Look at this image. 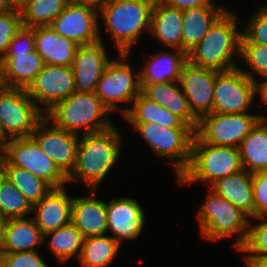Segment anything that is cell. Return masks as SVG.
<instances>
[{"mask_svg":"<svg viewBox=\"0 0 267 267\" xmlns=\"http://www.w3.org/2000/svg\"><path fill=\"white\" fill-rule=\"evenodd\" d=\"M122 137L114 125L102 132L81 135L77 147L76 166L68 181L79 180L96 190L120 157Z\"/></svg>","mask_w":267,"mask_h":267,"instance_id":"6da1fadb","label":"cell"},{"mask_svg":"<svg viewBox=\"0 0 267 267\" xmlns=\"http://www.w3.org/2000/svg\"><path fill=\"white\" fill-rule=\"evenodd\" d=\"M237 16L226 10L210 27L201 41L187 54L197 67L227 71L237 66L234 55H240L242 32L237 29Z\"/></svg>","mask_w":267,"mask_h":267,"instance_id":"7a4b0ae2","label":"cell"},{"mask_svg":"<svg viewBox=\"0 0 267 267\" xmlns=\"http://www.w3.org/2000/svg\"><path fill=\"white\" fill-rule=\"evenodd\" d=\"M110 113L96 93L75 91L49 110L45 118L55 127L81 136L111 128Z\"/></svg>","mask_w":267,"mask_h":267,"instance_id":"3957f363","label":"cell"},{"mask_svg":"<svg viewBox=\"0 0 267 267\" xmlns=\"http://www.w3.org/2000/svg\"><path fill=\"white\" fill-rule=\"evenodd\" d=\"M155 0H112L98 10L118 53H130L145 29L150 32Z\"/></svg>","mask_w":267,"mask_h":267,"instance_id":"277c9868","label":"cell"},{"mask_svg":"<svg viewBox=\"0 0 267 267\" xmlns=\"http://www.w3.org/2000/svg\"><path fill=\"white\" fill-rule=\"evenodd\" d=\"M243 170L239 149L203 142L196 134L192 140L191 159L177 179L178 185L206 182L210 187L217 180Z\"/></svg>","mask_w":267,"mask_h":267,"instance_id":"5b68a950","label":"cell"},{"mask_svg":"<svg viewBox=\"0 0 267 267\" xmlns=\"http://www.w3.org/2000/svg\"><path fill=\"white\" fill-rule=\"evenodd\" d=\"M208 190L206 201L197 212L200 234L210 241L237 234L233 246L238 251L246 242L250 218L212 189Z\"/></svg>","mask_w":267,"mask_h":267,"instance_id":"8992f818","label":"cell"},{"mask_svg":"<svg viewBox=\"0 0 267 267\" xmlns=\"http://www.w3.org/2000/svg\"><path fill=\"white\" fill-rule=\"evenodd\" d=\"M44 118L26 89L0 88V124L8 140L30 137Z\"/></svg>","mask_w":267,"mask_h":267,"instance_id":"52a82bcc","label":"cell"},{"mask_svg":"<svg viewBox=\"0 0 267 267\" xmlns=\"http://www.w3.org/2000/svg\"><path fill=\"white\" fill-rule=\"evenodd\" d=\"M150 145L153 152L168 158L177 179L187 169L191 159V146L195 131L192 128H167L155 123L131 124Z\"/></svg>","mask_w":267,"mask_h":267,"instance_id":"ba28073f","label":"cell"},{"mask_svg":"<svg viewBox=\"0 0 267 267\" xmlns=\"http://www.w3.org/2000/svg\"><path fill=\"white\" fill-rule=\"evenodd\" d=\"M117 60H111L100 77L96 89V96L111 112L119 110L125 114V108L120 102L131 103L142 92L140 84V71L136 74L129 63L130 53H118ZM119 60V61H118Z\"/></svg>","mask_w":267,"mask_h":267,"instance_id":"9c48e42d","label":"cell"},{"mask_svg":"<svg viewBox=\"0 0 267 267\" xmlns=\"http://www.w3.org/2000/svg\"><path fill=\"white\" fill-rule=\"evenodd\" d=\"M266 115L251 113H210L199 120L195 134L205 143L237 147L260 119Z\"/></svg>","mask_w":267,"mask_h":267,"instance_id":"30bf717a","label":"cell"},{"mask_svg":"<svg viewBox=\"0 0 267 267\" xmlns=\"http://www.w3.org/2000/svg\"><path fill=\"white\" fill-rule=\"evenodd\" d=\"M256 97V83L239 66L219 71L214 86V113H248Z\"/></svg>","mask_w":267,"mask_h":267,"instance_id":"8fae6325","label":"cell"},{"mask_svg":"<svg viewBox=\"0 0 267 267\" xmlns=\"http://www.w3.org/2000/svg\"><path fill=\"white\" fill-rule=\"evenodd\" d=\"M5 159L11 164L28 170L43 179L52 188L65 187L68 178L31 138H15L6 143Z\"/></svg>","mask_w":267,"mask_h":267,"instance_id":"7c38bea8","label":"cell"},{"mask_svg":"<svg viewBox=\"0 0 267 267\" xmlns=\"http://www.w3.org/2000/svg\"><path fill=\"white\" fill-rule=\"evenodd\" d=\"M26 91L38 108L46 114L57 103L75 92L73 69L70 66L45 64Z\"/></svg>","mask_w":267,"mask_h":267,"instance_id":"4fadbf2b","label":"cell"},{"mask_svg":"<svg viewBox=\"0 0 267 267\" xmlns=\"http://www.w3.org/2000/svg\"><path fill=\"white\" fill-rule=\"evenodd\" d=\"M30 137L68 178L76 166L80 136L57 128L44 118Z\"/></svg>","mask_w":267,"mask_h":267,"instance_id":"5bb4252c","label":"cell"},{"mask_svg":"<svg viewBox=\"0 0 267 267\" xmlns=\"http://www.w3.org/2000/svg\"><path fill=\"white\" fill-rule=\"evenodd\" d=\"M98 17V10L93 7L69 2L50 26L79 46L90 45L102 39Z\"/></svg>","mask_w":267,"mask_h":267,"instance_id":"9a60e30c","label":"cell"},{"mask_svg":"<svg viewBox=\"0 0 267 267\" xmlns=\"http://www.w3.org/2000/svg\"><path fill=\"white\" fill-rule=\"evenodd\" d=\"M218 72L194 66L189 61L182 68L179 83L193 114L199 120L213 112L214 86Z\"/></svg>","mask_w":267,"mask_h":267,"instance_id":"2e32d148","label":"cell"},{"mask_svg":"<svg viewBox=\"0 0 267 267\" xmlns=\"http://www.w3.org/2000/svg\"><path fill=\"white\" fill-rule=\"evenodd\" d=\"M107 227L120 244L137 239L145 228V212L137 199L117 197L106 202Z\"/></svg>","mask_w":267,"mask_h":267,"instance_id":"e0dca14e","label":"cell"},{"mask_svg":"<svg viewBox=\"0 0 267 267\" xmlns=\"http://www.w3.org/2000/svg\"><path fill=\"white\" fill-rule=\"evenodd\" d=\"M104 46L101 39L97 43L78 47L72 65L76 92H96L98 81L112 60Z\"/></svg>","mask_w":267,"mask_h":267,"instance_id":"ac0fdd59","label":"cell"},{"mask_svg":"<svg viewBox=\"0 0 267 267\" xmlns=\"http://www.w3.org/2000/svg\"><path fill=\"white\" fill-rule=\"evenodd\" d=\"M72 200L65 187L52 188L32 207V216L43 235L71 222Z\"/></svg>","mask_w":267,"mask_h":267,"instance_id":"d6986e66","label":"cell"},{"mask_svg":"<svg viewBox=\"0 0 267 267\" xmlns=\"http://www.w3.org/2000/svg\"><path fill=\"white\" fill-rule=\"evenodd\" d=\"M44 65L35 49L27 53H6L0 61L1 84L8 88L27 89Z\"/></svg>","mask_w":267,"mask_h":267,"instance_id":"ffe728a7","label":"cell"},{"mask_svg":"<svg viewBox=\"0 0 267 267\" xmlns=\"http://www.w3.org/2000/svg\"><path fill=\"white\" fill-rule=\"evenodd\" d=\"M97 190L88 189L89 195L73 197L71 222L80 230L84 238L106 235V201L94 198Z\"/></svg>","mask_w":267,"mask_h":267,"instance_id":"44dd1931","label":"cell"},{"mask_svg":"<svg viewBox=\"0 0 267 267\" xmlns=\"http://www.w3.org/2000/svg\"><path fill=\"white\" fill-rule=\"evenodd\" d=\"M32 29L35 50L41 55L44 64L72 67L79 45L56 33L51 26Z\"/></svg>","mask_w":267,"mask_h":267,"instance_id":"7402d4cb","label":"cell"},{"mask_svg":"<svg viewBox=\"0 0 267 267\" xmlns=\"http://www.w3.org/2000/svg\"><path fill=\"white\" fill-rule=\"evenodd\" d=\"M142 93L175 114L194 131L198 128L199 119L193 114L179 82L148 84L142 89Z\"/></svg>","mask_w":267,"mask_h":267,"instance_id":"603a6c76","label":"cell"},{"mask_svg":"<svg viewBox=\"0 0 267 267\" xmlns=\"http://www.w3.org/2000/svg\"><path fill=\"white\" fill-rule=\"evenodd\" d=\"M174 52H161L151 55L140 70V84L143 89L148 84L161 82H179L184 64L188 61L187 54L180 49Z\"/></svg>","mask_w":267,"mask_h":267,"instance_id":"cb8c5ba5","label":"cell"},{"mask_svg":"<svg viewBox=\"0 0 267 267\" xmlns=\"http://www.w3.org/2000/svg\"><path fill=\"white\" fill-rule=\"evenodd\" d=\"M44 242V235L33 217L8 219L4 225L0 254L36 251Z\"/></svg>","mask_w":267,"mask_h":267,"instance_id":"d4e9b609","label":"cell"},{"mask_svg":"<svg viewBox=\"0 0 267 267\" xmlns=\"http://www.w3.org/2000/svg\"><path fill=\"white\" fill-rule=\"evenodd\" d=\"M182 25V10L155 0L149 32L152 36L172 50H182Z\"/></svg>","mask_w":267,"mask_h":267,"instance_id":"484cf974","label":"cell"},{"mask_svg":"<svg viewBox=\"0 0 267 267\" xmlns=\"http://www.w3.org/2000/svg\"><path fill=\"white\" fill-rule=\"evenodd\" d=\"M226 10L215 5L182 10V51L188 54Z\"/></svg>","mask_w":267,"mask_h":267,"instance_id":"4316f807","label":"cell"},{"mask_svg":"<svg viewBox=\"0 0 267 267\" xmlns=\"http://www.w3.org/2000/svg\"><path fill=\"white\" fill-rule=\"evenodd\" d=\"M216 194L222 196L249 218L254 219V197L252 174L245 169L214 182L210 187Z\"/></svg>","mask_w":267,"mask_h":267,"instance_id":"83f0119b","label":"cell"},{"mask_svg":"<svg viewBox=\"0 0 267 267\" xmlns=\"http://www.w3.org/2000/svg\"><path fill=\"white\" fill-rule=\"evenodd\" d=\"M123 118L130 124L155 123L167 128H191L142 92L133 100L131 107L125 108Z\"/></svg>","mask_w":267,"mask_h":267,"instance_id":"f1b7e54d","label":"cell"},{"mask_svg":"<svg viewBox=\"0 0 267 267\" xmlns=\"http://www.w3.org/2000/svg\"><path fill=\"white\" fill-rule=\"evenodd\" d=\"M243 169L267 171V119H260L238 146Z\"/></svg>","mask_w":267,"mask_h":267,"instance_id":"f546056e","label":"cell"},{"mask_svg":"<svg viewBox=\"0 0 267 267\" xmlns=\"http://www.w3.org/2000/svg\"><path fill=\"white\" fill-rule=\"evenodd\" d=\"M121 244L109 235L83 239L78 261L82 267H108L116 259Z\"/></svg>","mask_w":267,"mask_h":267,"instance_id":"4dcf8cb0","label":"cell"},{"mask_svg":"<svg viewBox=\"0 0 267 267\" xmlns=\"http://www.w3.org/2000/svg\"><path fill=\"white\" fill-rule=\"evenodd\" d=\"M50 237L48 244L57 261L64 264L75 256L78 260L83 245V239L80 230L72 223H68L59 229L44 235V242Z\"/></svg>","mask_w":267,"mask_h":267,"instance_id":"1f68e13d","label":"cell"},{"mask_svg":"<svg viewBox=\"0 0 267 267\" xmlns=\"http://www.w3.org/2000/svg\"><path fill=\"white\" fill-rule=\"evenodd\" d=\"M3 175L19 189L32 206L52 189L43 179L24 168L11 165L6 159H4Z\"/></svg>","mask_w":267,"mask_h":267,"instance_id":"d6a6232c","label":"cell"},{"mask_svg":"<svg viewBox=\"0 0 267 267\" xmlns=\"http://www.w3.org/2000/svg\"><path fill=\"white\" fill-rule=\"evenodd\" d=\"M70 0H28L20 9L22 25L27 28L50 26Z\"/></svg>","mask_w":267,"mask_h":267,"instance_id":"836d02e7","label":"cell"},{"mask_svg":"<svg viewBox=\"0 0 267 267\" xmlns=\"http://www.w3.org/2000/svg\"><path fill=\"white\" fill-rule=\"evenodd\" d=\"M32 205L4 175L0 178V216L5 220L23 218L32 213Z\"/></svg>","mask_w":267,"mask_h":267,"instance_id":"e575fe53","label":"cell"},{"mask_svg":"<svg viewBox=\"0 0 267 267\" xmlns=\"http://www.w3.org/2000/svg\"><path fill=\"white\" fill-rule=\"evenodd\" d=\"M240 56L249 65V70L240 68L250 79L257 82L256 73L263 78L267 77V46L254 42H240Z\"/></svg>","mask_w":267,"mask_h":267,"instance_id":"d590c367","label":"cell"},{"mask_svg":"<svg viewBox=\"0 0 267 267\" xmlns=\"http://www.w3.org/2000/svg\"><path fill=\"white\" fill-rule=\"evenodd\" d=\"M255 219L260 223L255 224L249 221L246 242L238 251L248 253L245 256H267V216Z\"/></svg>","mask_w":267,"mask_h":267,"instance_id":"8d00e7d4","label":"cell"},{"mask_svg":"<svg viewBox=\"0 0 267 267\" xmlns=\"http://www.w3.org/2000/svg\"><path fill=\"white\" fill-rule=\"evenodd\" d=\"M22 19L19 9L0 13V61L5 56L12 38L22 28Z\"/></svg>","mask_w":267,"mask_h":267,"instance_id":"74e56055","label":"cell"},{"mask_svg":"<svg viewBox=\"0 0 267 267\" xmlns=\"http://www.w3.org/2000/svg\"><path fill=\"white\" fill-rule=\"evenodd\" d=\"M241 42H254L267 46V9H259L248 20Z\"/></svg>","mask_w":267,"mask_h":267,"instance_id":"f35d334b","label":"cell"},{"mask_svg":"<svg viewBox=\"0 0 267 267\" xmlns=\"http://www.w3.org/2000/svg\"><path fill=\"white\" fill-rule=\"evenodd\" d=\"M0 267H48L36 251L0 254Z\"/></svg>","mask_w":267,"mask_h":267,"instance_id":"ab89813d","label":"cell"},{"mask_svg":"<svg viewBox=\"0 0 267 267\" xmlns=\"http://www.w3.org/2000/svg\"><path fill=\"white\" fill-rule=\"evenodd\" d=\"M254 218L267 216V171L252 174Z\"/></svg>","mask_w":267,"mask_h":267,"instance_id":"60d3db41","label":"cell"},{"mask_svg":"<svg viewBox=\"0 0 267 267\" xmlns=\"http://www.w3.org/2000/svg\"><path fill=\"white\" fill-rule=\"evenodd\" d=\"M35 49L34 30L22 26L12 38L6 53H27Z\"/></svg>","mask_w":267,"mask_h":267,"instance_id":"b9f144b4","label":"cell"},{"mask_svg":"<svg viewBox=\"0 0 267 267\" xmlns=\"http://www.w3.org/2000/svg\"><path fill=\"white\" fill-rule=\"evenodd\" d=\"M160 3L164 5L175 7L180 10L188 9V8H197L201 6L207 5H215L213 0H158Z\"/></svg>","mask_w":267,"mask_h":267,"instance_id":"7bdbcfd3","label":"cell"},{"mask_svg":"<svg viewBox=\"0 0 267 267\" xmlns=\"http://www.w3.org/2000/svg\"><path fill=\"white\" fill-rule=\"evenodd\" d=\"M247 267H267V256H243Z\"/></svg>","mask_w":267,"mask_h":267,"instance_id":"ee69618b","label":"cell"},{"mask_svg":"<svg viewBox=\"0 0 267 267\" xmlns=\"http://www.w3.org/2000/svg\"><path fill=\"white\" fill-rule=\"evenodd\" d=\"M112 0H70V2L75 4H82L93 7L96 10H99L101 7L107 5Z\"/></svg>","mask_w":267,"mask_h":267,"instance_id":"f6af8a7d","label":"cell"},{"mask_svg":"<svg viewBox=\"0 0 267 267\" xmlns=\"http://www.w3.org/2000/svg\"><path fill=\"white\" fill-rule=\"evenodd\" d=\"M262 80L260 83L256 82V95L259 94L264 104H267V77Z\"/></svg>","mask_w":267,"mask_h":267,"instance_id":"bcb514c9","label":"cell"},{"mask_svg":"<svg viewBox=\"0 0 267 267\" xmlns=\"http://www.w3.org/2000/svg\"><path fill=\"white\" fill-rule=\"evenodd\" d=\"M28 0H7L13 9H21Z\"/></svg>","mask_w":267,"mask_h":267,"instance_id":"7dc6e473","label":"cell"},{"mask_svg":"<svg viewBox=\"0 0 267 267\" xmlns=\"http://www.w3.org/2000/svg\"><path fill=\"white\" fill-rule=\"evenodd\" d=\"M13 8L7 2V0H0V13H6L12 11Z\"/></svg>","mask_w":267,"mask_h":267,"instance_id":"c3c4849f","label":"cell"},{"mask_svg":"<svg viewBox=\"0 0 267 267\" xmlns=\"http://www.w3.org/2000/svg\"><path fill=\"white\" fill-rule=\"evenodd\" d=\"M8 141L9 140L5 137L3 130H2V127H1V124H0V150H2V151L4 150L6 143Z\"/></svg>","mask_w":267,"mask_h":267,"instance_id":"681fc988","label":"cell"},{"mask_svg":"<svg viewBox=\"0 0 267 267\" xmlns=\"http://www.w3.org/2000/svg\"><path fill=\"white\" fill-rule=\"evenodd\" d=\"M5 222H6V220L0 216V249L2 246V242H3V233H4Z\"/></svg>","mask_w":267,"mask_h":267,"instance_id":"f907efd6","label":"cell"},{"mask_svg":"<svg viewBox=\"0 0 267 267\" xmlns=\"http://www.w3.org/2000/svg\"><path fill=\"white\" fill-rule=\"evenodd\" d=\"M4 152L0 150V178L3 176V166H4Z\"/></svg>","mask_w":267,"mask_h":267,"instance_id":"816d5d0a","label":"cell"},{"mask_svg":"<svg viewBox=\"0 0 267 267\" xmlns=\"http://www.w3.org/2000/svg\"><path fill=\"white\" fill-rule=\"evenodd\" d=\"M266 5H267V4H266ZM266 5L260 7V9H267V6H266Z\"/></svg>","mask_w":267,"mask_h":267,"instance_id":"f5cc1de1","label":"cell"},{"mask_svg":"<svg viewBox=\"0 0 267 267\" xmlns=\"http://www.w3.org/2000/svg\"><path fill=\"white\" fill-rule=\"evenodd\" d=\"M2 87V84H1V72H0V88Z\"/></svg>","mask_w":267,"mask_h":267,"instance_id":"db71d44e","label":"cell"}]
</instances>
